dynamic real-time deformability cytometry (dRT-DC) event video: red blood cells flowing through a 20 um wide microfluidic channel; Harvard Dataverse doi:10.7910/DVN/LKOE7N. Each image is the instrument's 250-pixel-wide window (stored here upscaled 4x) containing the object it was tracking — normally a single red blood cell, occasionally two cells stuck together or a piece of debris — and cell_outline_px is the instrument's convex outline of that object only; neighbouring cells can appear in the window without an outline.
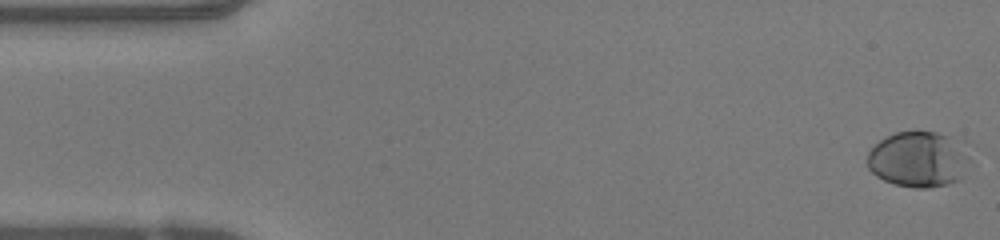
{"species": "human", "species_latin": "Homo sapiens", "temperature_condition": "warm", "stored_images_in_passage": 48, "camera_frame_rate_fps": 3000, "um_per_image_px": 0.085, "donor": {"sex": "female"}, "frame": {"image": 1, "passage_image": 1, "time_ms": 0.0, "image_size_px": [1000, 240], "cell_outline_px": [[972, 144], [960, 180], [948, 184], [928, 188], [916, 188], [896, 184], [884, 180], [876, 176], [868, 168], [868, 152], [880, 140], [896, 132], [916, 128], [936, 132], [968, 140]], "centroid_in_image_um": [78.15, 13.47], "position_along_channel_um": 6.9, "area_um2": 34.39}}
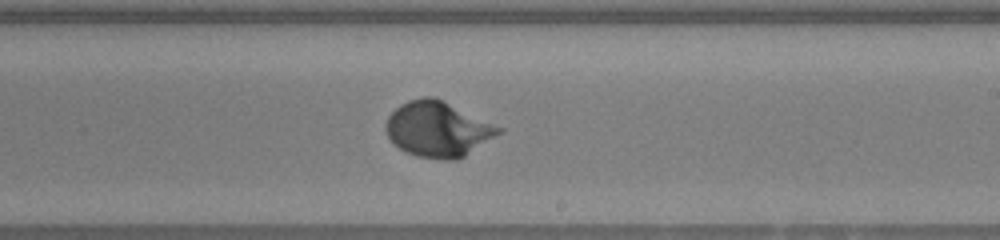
{"frame": {"image": 2, "passage_image": 28, "time_ms": 9.0, "image_size_px": [1000, 240], "cell_outline_px": [[504, 132], [464, 156], [456, 160], [444, 160], [416, 156], [400, 148], [388, 136], [384, 128], [384, 124], [388, 116], [400, 104], [408, 100], [424, 96], [432, 96], [504, 128]], "centroid_in_image_um": [37.23, 10.98], "position_along_channel_um": 251.8, "area_um2": 36.24}}
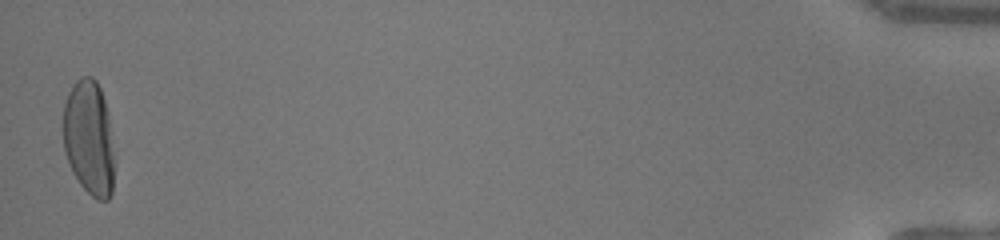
{"frame": {"image": 3, "passage_image": 48, "time_ms": 15.667, "image_size_px": [1000, 240], "cell_outline_px": [[112, 192], [108, 200], [96, 200], [80, 184], [72, 172], [64, 152], [64, 104], [68, 92], [76, 80], [80, 76], [92, 76], [96, 80], [100, 88], [108, 112], [112, 152]], "centroid_in_image_um": [7.54, 11.7], "position_along_channel_um": 427.7, "area_um2": 33.93}, "authors_computed_cell_mechanics": {"area_um2": 33.6396, "velocity_mm_per_s": 4.1768, "shape_relaxation_time_tau1_ms": 3.4613, "shape_relaxation_time_tau2_ms": null, "deformation_change_tau1": 0.2029, "deformation_change_tau2": null}}